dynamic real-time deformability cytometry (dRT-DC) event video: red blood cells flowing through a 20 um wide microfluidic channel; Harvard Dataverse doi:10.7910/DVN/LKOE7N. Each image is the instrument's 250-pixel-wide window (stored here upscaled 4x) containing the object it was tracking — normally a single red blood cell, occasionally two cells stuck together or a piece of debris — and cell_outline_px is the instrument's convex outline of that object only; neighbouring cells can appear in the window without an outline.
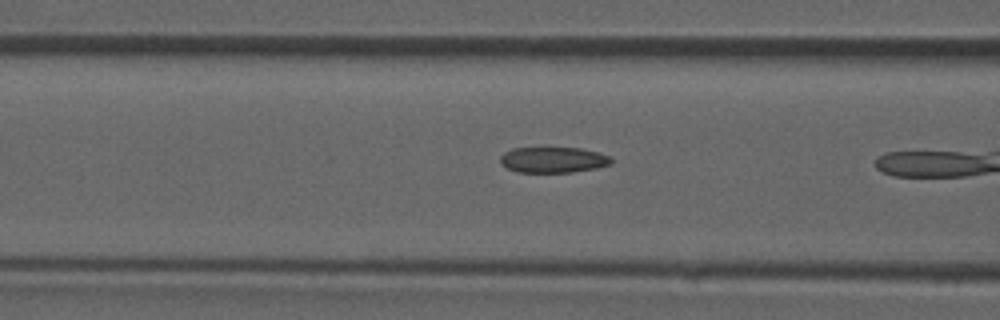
{"species": "common noctule bat (a hibernating species)", "species_latin": "Nyctalus noctula", "temperature_condition": "room temperature", "stored_images_in_passage": 6, "camera_frame_rate_fps": 3000, "um_per_image_px": 0.085, "animal": {"sex": "male", "forearm_length_mm": 52.5}, "frame": {"image": 1, "passage_image": 5, "time_ms": 1.333, "image_size_px": [1000, 320], "cell_outline_px": [[612, 164], [596, 168], [572, 172], [516, 172], [500, 164], [500, 156], [504, 152], [512, 148], [580, 148], [596, 152], [608, 156], [612, 160]], "centroid_in_image_um": [46.98, 13.59], "position_along_channel_um": 119.6, "area_um2": 16.59}}